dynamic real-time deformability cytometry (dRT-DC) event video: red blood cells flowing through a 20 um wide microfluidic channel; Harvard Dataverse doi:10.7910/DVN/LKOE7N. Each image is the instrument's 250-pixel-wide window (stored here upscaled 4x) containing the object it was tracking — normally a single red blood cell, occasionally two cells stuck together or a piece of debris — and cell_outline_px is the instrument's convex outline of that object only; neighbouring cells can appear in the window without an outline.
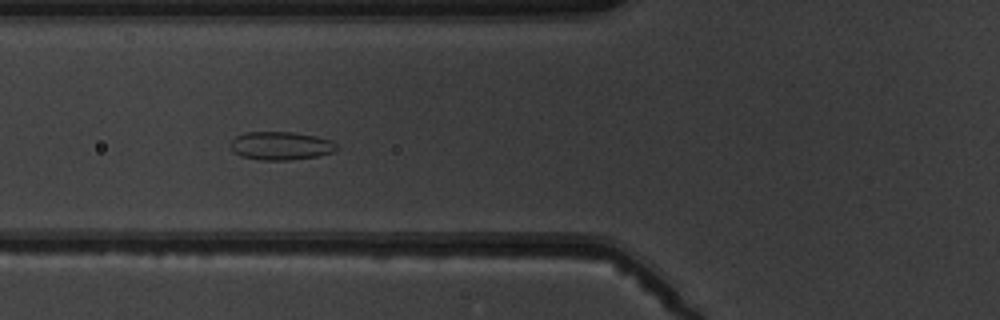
{"species": "common noctule bat (a hibernating species)", "species_latin": "Nyctalus noctula", "temperature_condition": "warm", "stored_images_in_passage": 8, "camera_frame_rate_fps": 3000, "um_per_image_px": 0.085, "animal": {"sex": "male", "body_mass_g": 19.5, "forearm_length_mm": 54.6}, "frame": {"image": 1, "passage_image": 7, "time_ms": 7.0, "image_size_px": [1000, 320], "cell_outline_px": [[340, 148], [332, 152], [316, 156], [288, 160], [260, 160], [240, 156], [232, 152], [228, 144], [236, 136], [244, 132], [292, 132], [316, 136], [332, 140]], "centroid_in_image_um": [23.83, 12.39], "position_along_channel_um": 102.0, "area_um2": 17.69}}
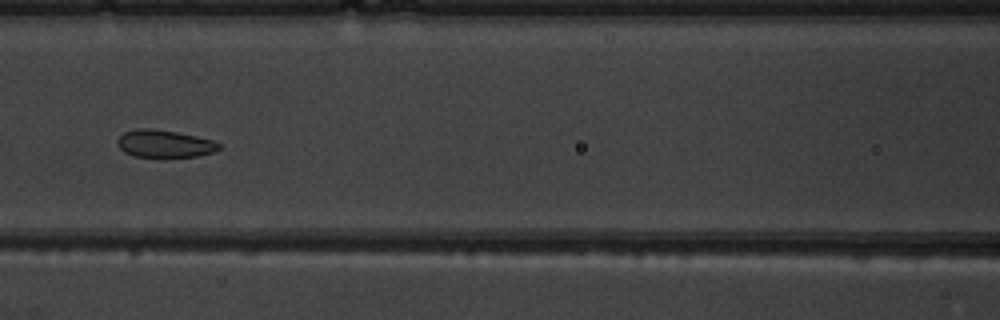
{"frame": {"image": 2, "passage_image": 8, "time_ms": 8.333, "image_size_px": [1000, 320], "cell_outline_px": [[220, 148], [212, 152], [196, 156], [132, 156], [124, 152], [116, 144], [116, 140], [124, 132], [136, 128], [148, 128], [176, 132], [196, 136], [212, 140], [220, 144]], "centroid_in_image_um": [13.93, 12.2], "position_along_channel_um": 152.7, "area_um2": 16.01}}